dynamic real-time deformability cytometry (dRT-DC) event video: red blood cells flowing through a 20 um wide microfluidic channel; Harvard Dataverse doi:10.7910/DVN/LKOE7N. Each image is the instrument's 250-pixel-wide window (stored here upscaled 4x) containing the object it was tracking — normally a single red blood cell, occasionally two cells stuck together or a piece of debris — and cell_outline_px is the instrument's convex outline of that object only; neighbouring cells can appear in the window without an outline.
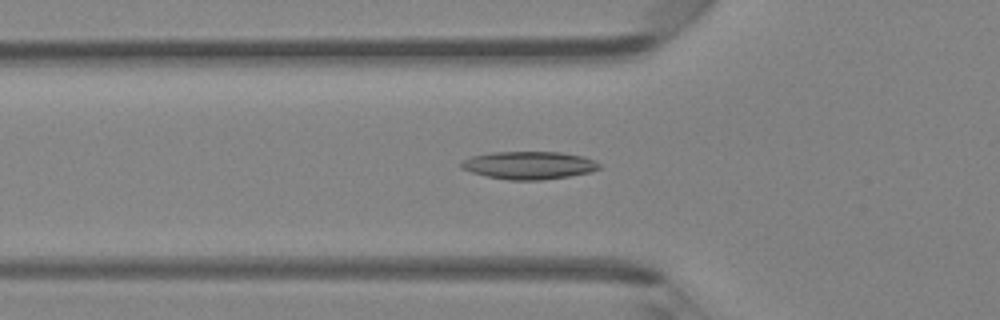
{"species": "Egyptian fruit bat (a non-hibernating species)", "species_latin": "Rousettus aegyptiacus", "temperature_condition": "room temperature", "stored_images_in_passage": 44, "camera_frame_rate_fps": 3000, "um_per_image_px": 0.085, "animal": {"sex": "female"}, "frame": {"image": 1, "passage_image": 15, "time_ms": 4.667, "image_size_px": [1000, 320], "cell_outline_px": [[600, 168], [588, 172], [568, 176], [540, 180], [508, 180], [488, 176], [472, 172], [460, 168], [460, 164], [464, 160], [472, 156], [492, 152], [560, 152], [584, 156], [596, 160], [600, 164]], "centroid_in_image_um": [44.97, 14.04], "position_along_channel_um": 80.8, "area_um2": 22.25}}
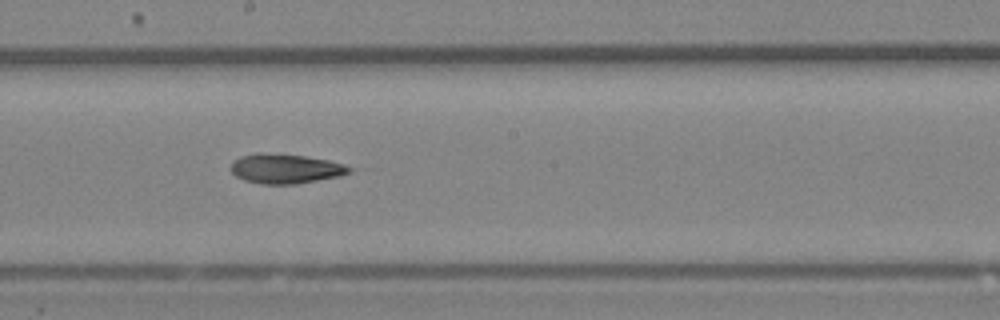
{"frame": {"image": 2, "passage_image": 25, "time_ms": 8.0, "image_size_px": [1000, 320], "cell_outline_px": [[356, 168], [352, 172], [340, 176], [296, 184], [260, 184], [244, 180], [236, 176], [232, 172], [232, 164], [240, 156], [256, 152], [260, 152], [304, 156], [328, 160], [344, 164]], "centroid_in_image_um": [24.31, 14.34], "position_along_channel_um": 223.9, "area_um2": 20.52}}
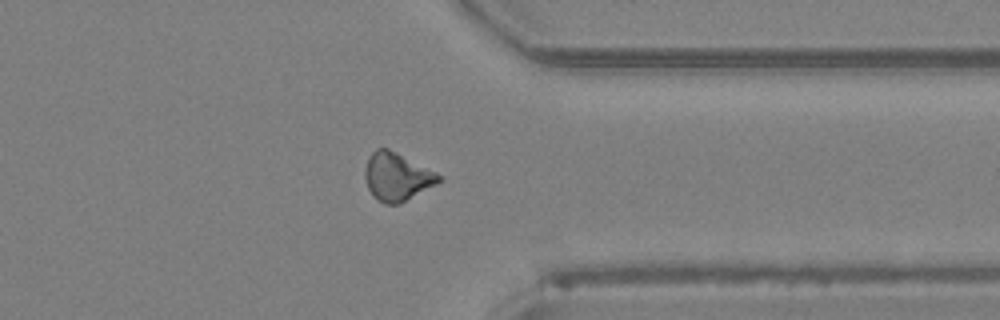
{"frame": {"image": 3, "passage_image": 36, "time_ms": 11.667, "image_size_px": [1000, 320], "cell_outline_px": [[444, 180], [400, 204], [384, 204], [368, 188], [364, 176], [364, 172], [368, 160], [372, 152], [376, 148], [388, 148], [444, 176]], "centroid_in_image_um": [33.78, 15.02], "position_along_channel_um": 377.6, "area_um2": 20.52}, "authors_computed_cell_mechanics": {"area_um2": 20.6057, "velocity_mm_per_s": 4.289, "shape_relaxation_time_tau1_ms": 10.9448, "shape_relaxation_time_tau2_ms": 9.4002, "deformation_change_tau1": 0.2086, "deformation_change_tau2": 0.1951}}